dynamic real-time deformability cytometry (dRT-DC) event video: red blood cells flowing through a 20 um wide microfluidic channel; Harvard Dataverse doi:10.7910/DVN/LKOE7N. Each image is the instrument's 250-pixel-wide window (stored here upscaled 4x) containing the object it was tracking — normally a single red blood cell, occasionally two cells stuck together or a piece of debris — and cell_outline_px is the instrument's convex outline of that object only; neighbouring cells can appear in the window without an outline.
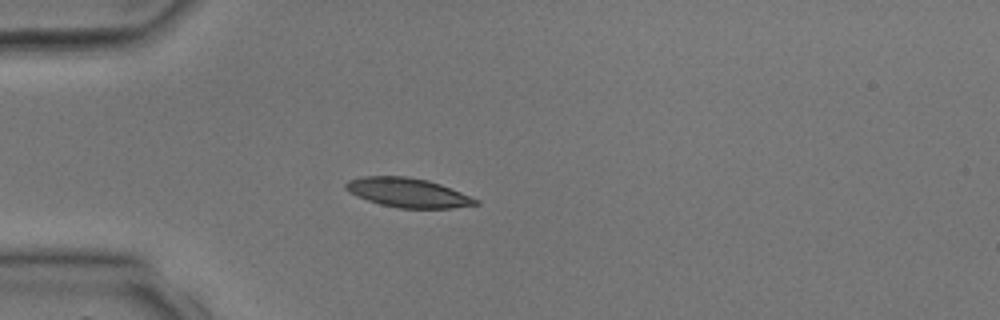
{"species": "common noctule bat (a hibernating species)", "species_latin": "Nyctalus noctula", "temperature_condition": "room temperature", "stored_images_in_passage": 2, "camera_frame_rate_fps": 3000, "um_per_image_px": 0.085, "animal": {"sex": "male", "body_mass_g": 17.9, "forearm_length_mm": 54.2}, "frame": {"image": 1, "passage_image": 2, "time_ms": 1.333, "image_size_px": [1000, 320], "cell_outline_px": [[480, 204], [452, 208], [396, 208], [380, 204], [356, 196], [344, 188], [344, 184], [348, 180], [364, 176], [404, 176], [428, 180], [440, 184], [480, 200]], "centroid_in_image_um": [34.66, 16.38], "position_along_channel_um": 50.3, "area_um2": 22.14}}